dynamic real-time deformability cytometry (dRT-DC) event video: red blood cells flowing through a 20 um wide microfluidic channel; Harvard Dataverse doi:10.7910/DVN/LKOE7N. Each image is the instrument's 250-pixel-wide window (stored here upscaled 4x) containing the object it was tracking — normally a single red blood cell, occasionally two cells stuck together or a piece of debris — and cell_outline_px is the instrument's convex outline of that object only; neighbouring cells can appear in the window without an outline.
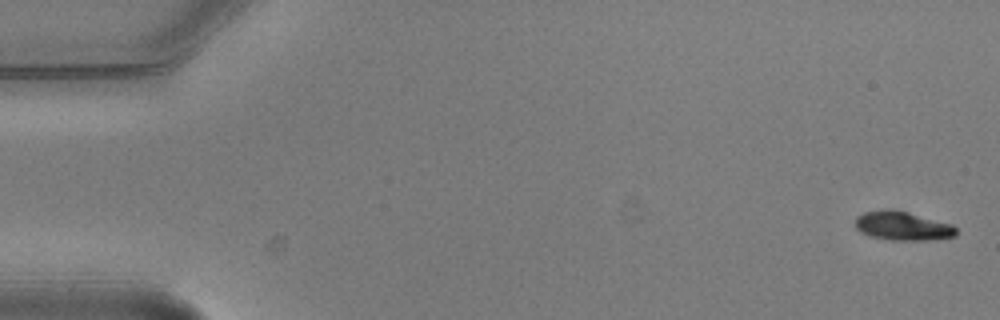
{"species": "common noctule bat (a hibernating species)", "species_latin": "Nyctalus noctula", "temperature_condition": "warm", "stored_images_in_passage": 7, "camera_frame_rate_fps": 3000, "um_per_image_px": 0.085, "animal": {"sex": "male", "body_mass_g": 20.5, "forearm_length_mm": 52.5}, "frame": {"image": 1, "passage_image": 1, "time_ms": 0.0, "image_size_px": [1000, 320], "cell_outline_px": [[956, 236], [928, 240], [892, 240], [872, 236], [860, 232], [856, 228], [856, 216], [864, 212], [884, 208], [892, 208], [908, 212], [952, 224], [956, 228]], "centroid_in_image_um": [76.7, 19.18], "position_along_channel_um": 8.3, "area_um2": 17.05}}
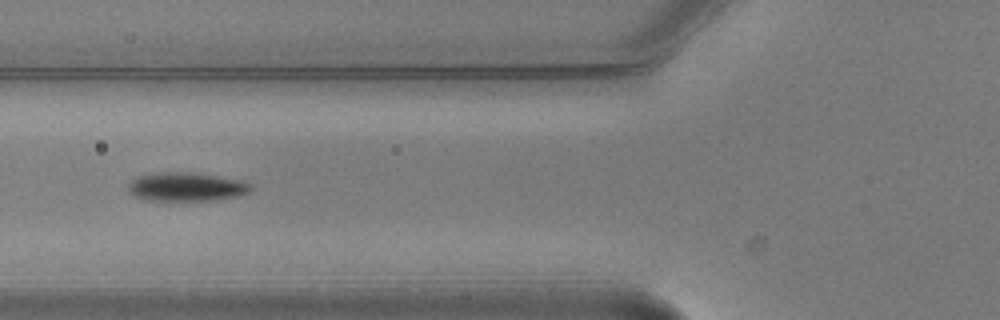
{"frame": {"image": 2, "passage_image": 6, "time_ms": 1.667, "image_size_px": [1000, 320], "cell_outline_px": [[252, 188], [248, 192], [240, 196], [216, 200], [148, 200], [136, 196], [128, 192], [128, 184], [136, 176], [156, 172], [192, 172], [244, 180], [252, 184]], "centroid_in_image_um": [15.86, 15.87], "position_along_channel_um": 109.9, "area_um2": 20.75}}
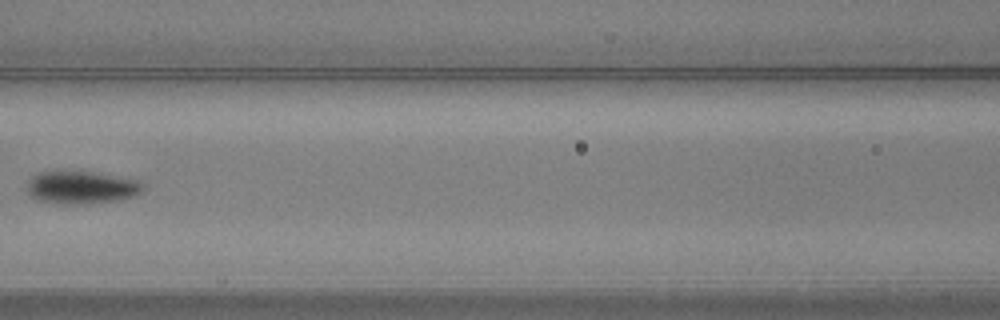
{"frame": {"image": 3, "passage_image": 7, "time_ms": 2.0, "image_size_px": [1000, 320], "cell_outline_px": [[144, 192], [136, 196], [116, 200], [84, 204], [60, 204], [36, 200], [28, 192], [28, 180], [36, 172], [56, 168], [100, 172], [140, 180], [144, 184]], "centroid_in_image_um": [6.92, 15.87], "position_along_channel_um": 159.7, "area_um2": 23.35}}